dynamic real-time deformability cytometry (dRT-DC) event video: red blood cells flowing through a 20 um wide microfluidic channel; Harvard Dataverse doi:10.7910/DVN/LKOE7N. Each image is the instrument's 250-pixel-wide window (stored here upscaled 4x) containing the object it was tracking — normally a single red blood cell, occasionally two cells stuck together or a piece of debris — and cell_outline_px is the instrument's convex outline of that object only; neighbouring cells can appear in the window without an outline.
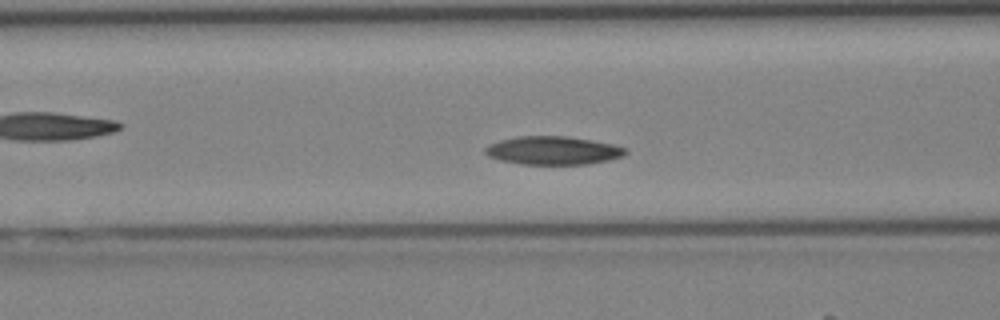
{"species": "Egyptian fruit bat (a non-hibernating species)", "species_latin": "Rousettus aegyptiacus", "temperature_condition": "cold", "stored_images_in_passage": 38, "camera_frame_rate_fps": 3000, "um_per_image_px": 0.085, "animal": {"sex": "female"}, "frame": {"image": 1, "passage_image": 14, "time_ms": 4.333, "image_size_px": [1000, 320], "cell_outline_px": [[628, 152], [624, 156], [608, 160], [588, 164], [520, 164], [500, 160], [488, 156], [484, 152], [484, 148], [488, 144], [500, 140], [516, 136], [568, 136], [612, 144], [628, 148]], "centroid_in_image_um": [47.0, 12.79], "position_along_channel_um": 119.6, "area_um2": 23.29}}
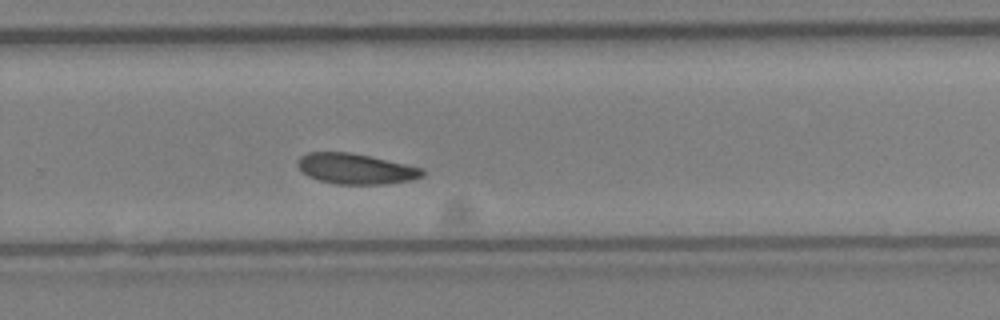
{"frame": {"image": 2, "passage_image": 25, "time_ms": 8.0, "image_size_px": [1000, 320], "cell_outline_px": [[424, 176], [412, 180], [384, 184], [336, 184], [320, 180], [308, 176], [296, 164], [300, 156], [308, 152], [348, 152], [368, 156], [424, 168]], "centroid_in_image_um": [30.25, 14.35], "position_along_channel_um": 299.6, "area_um2": 22.02}}
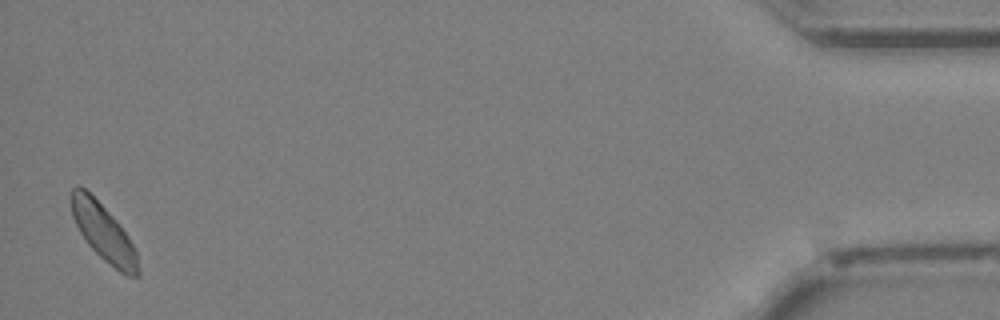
{"frame": {"image": 3, "passage_image": 38, "time_ms": 12.333, "image_size_px": [1000, 320], "cell_outline_px": [[140, 276], [128, 276], [120, 272], [104, 260], [88, 244], [80, 232], [72, 216], [72, 188], [76, 184], [84, 188], [116, 220], [128, 236], [136, 252], [140, 272]], "centroid_in_image_um": [8.81, 19.79], "position_along_channel_um": 426.4, "area_um2": 21.62}}